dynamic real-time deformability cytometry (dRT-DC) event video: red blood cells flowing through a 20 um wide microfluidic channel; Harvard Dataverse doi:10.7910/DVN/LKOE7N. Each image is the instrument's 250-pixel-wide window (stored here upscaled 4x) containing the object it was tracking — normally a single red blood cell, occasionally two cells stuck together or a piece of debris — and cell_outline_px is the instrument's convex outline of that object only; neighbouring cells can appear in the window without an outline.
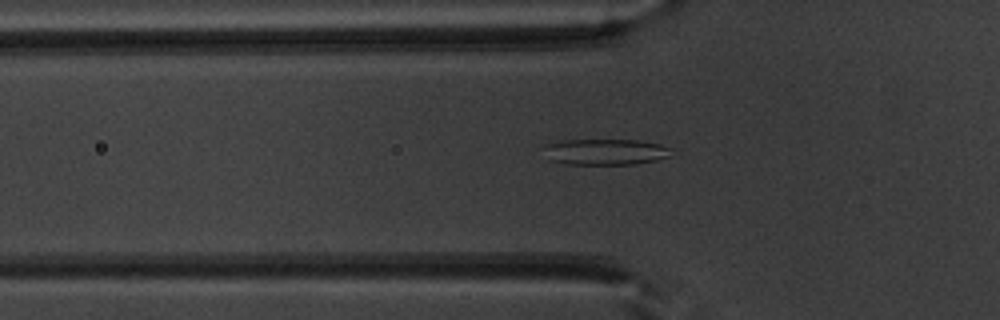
{"species": "common noctule bat (a hibernating species)", "species_latin": "Nyctalus noctula", "temperature_condition": "warm", "stored_images_in_passage": 51, "segment_of_instrument_passage": [1, 2], "camera_frame_rate_fps": 3000, "um_per_image_px": 0.085, "animal": {"sex": "male", "body_mass_g": 20.1, "forearm_length_mm": 53.5}, "frame": {"image": 1, "passage_image": 18, "time_ms": 5.667, "image_size_px": [1000, 320], "cell_outline_px": [[672, 148], [668, 156], [656, 160], [636, 164], [568, 164], [552, 160], [540, 148], [544, 144], [564, 140], [636, 140], [660, 144]], "centroid_in_image_um": [51.42, 12.9], "position_along_channel_um": 74.4, "area_um2": 19.31}}
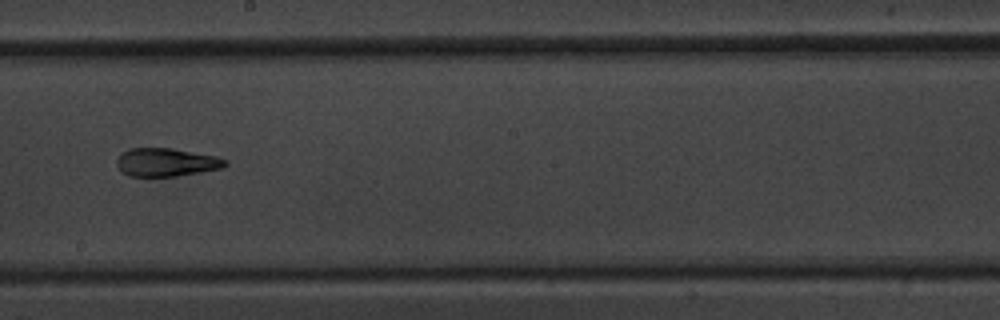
{"frame": {"image": 2, "passage_image": 30, "time_ms": 9.667, "image_size_px": [1000, 320], "cell_outline_px": [[228, 164], [224, 168], [176, 176], [128, 176], [120, 172], [116, 164], [116, 160], [128, 148], [168, 148], [216, 156], [228, 160]], "centroid_in_image_um": [14.13, 13.8], "position_along_channel_um": 234.1, "area_um2": 17.86}}
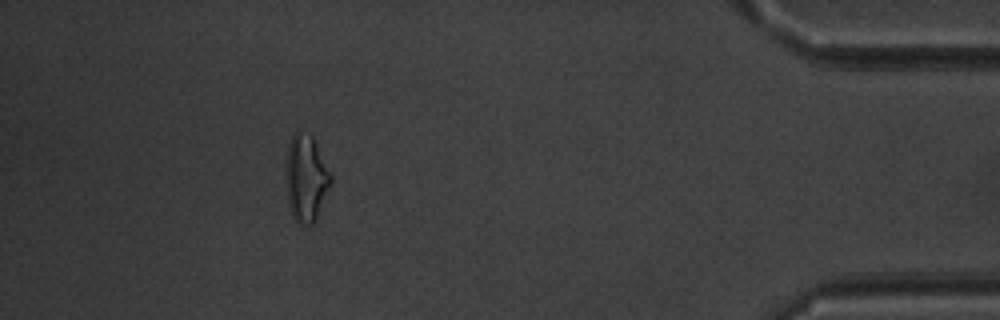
{"frame": {"image": 3, "passage_image": 47, "time_ms": 15.333, "image_size_px": [1000, 320], "cell_outline_px": [[332, 180], [316, 220], [312, 224], [300, 224], [292, 216], [288, 204], [288, 144], [292, 132], [300, 132], [312, 136], [332, 176]], "centroid_in_image_um": [26.04, 15.16], "position_along_channel_um": 409.2, "area_um2": 21.96}}